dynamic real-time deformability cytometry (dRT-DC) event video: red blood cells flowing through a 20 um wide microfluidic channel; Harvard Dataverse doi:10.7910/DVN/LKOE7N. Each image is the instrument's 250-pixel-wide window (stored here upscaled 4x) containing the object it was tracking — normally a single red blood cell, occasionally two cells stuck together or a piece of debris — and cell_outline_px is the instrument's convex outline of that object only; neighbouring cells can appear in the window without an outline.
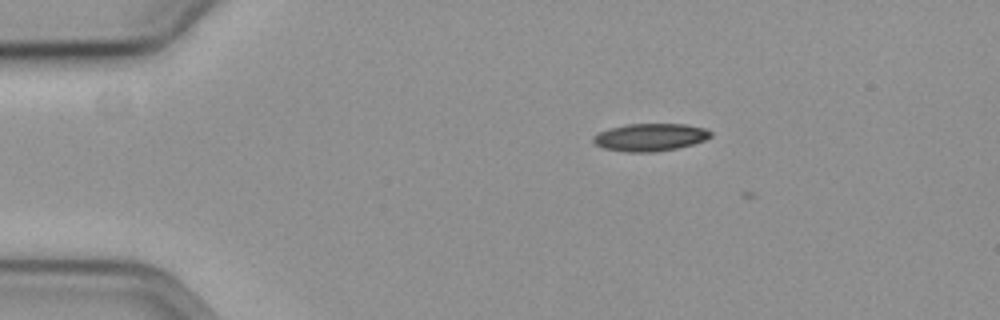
{"species": "common noctule bat (a hibernating species)", "species_latin": "Nyctalus noctula", "temperature_condition": "cold", "stored_images_in_passage": 3, "camera_frame_rate_fps": 3000, "um_per_image_px": 0.085, "animal": {"sex": "female", "body_mass_g": 19.3, "forearm_length_mm": 54.1}, "frame": {"image": 1, "passage_image": 2, "time_ms": 0.333, "image_size_px": [1000, 320], "cell_outline_px": [[712, 136], [704, 140], [692, 144], [676, 148], [656, 152], [624, 152], [604, 148], [596, 144], [592, 140], [592, 136], [608, 128], [628, 124], [684, 124], [704, 128], [712, 132]], "centroid_in_image_um": [55.24, 11.66], "position_along_channel_um": 29.8, "area_um2": 18.84}}